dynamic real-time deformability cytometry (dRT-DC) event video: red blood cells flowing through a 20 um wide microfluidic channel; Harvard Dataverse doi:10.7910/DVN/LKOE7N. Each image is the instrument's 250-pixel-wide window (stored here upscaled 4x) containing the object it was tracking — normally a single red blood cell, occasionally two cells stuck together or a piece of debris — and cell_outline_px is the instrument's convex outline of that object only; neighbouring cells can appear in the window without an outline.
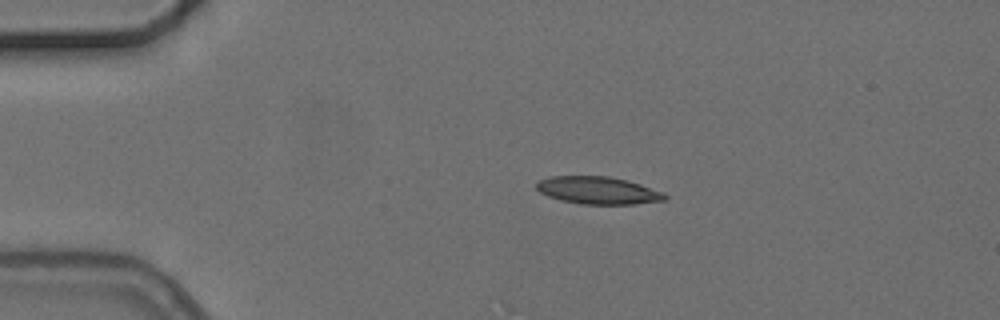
{"species": "common noctule bat (a hibernating species)", "species_latin": "Nyctalus noctula", "temperature_condition": "cold", "stored_images_in_passage": 5, "camera_frame_rate_fps": 3000, "um_per_image_px": 0.085, "animal": {"sex": "female", "body_mass_g": 24.6, "forearm_length_mm": 56.2}, "frame": {"image": 1, "passage_image": 3, "time_ms": 2.333, "image_size_px": [1000, 320], "cell_outline_px": [[668, 200], [632, 204], [580, 204], [560, 200], [548, 196], [540, 192], [536, 188], [536, 184], [540, 180], [548, 176], [608, 176], [628, 180], [664, 192], [668, 196]], "centroid_in_image_um": [50.85, 16.18], "position_along_channel_um": 34.1, "area_um2": 20.69}}
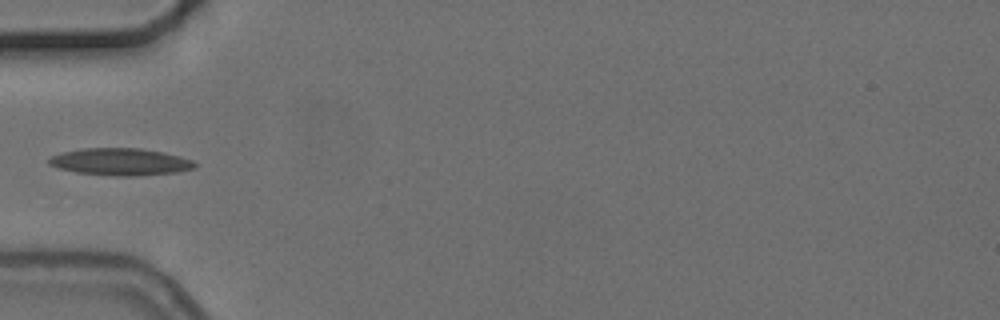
{"frame": {"image": 2, "passage_image": 5, "time_ms": 4.667, "image_size_px": [1000, 320], "cell_outline_px": [[196, 168], [176, 172], [132, 176], [116, 176], [76, 172], [56, 168], [48, 164], [48, 160], [52, 156], [60, 152], [84, 148], [140, 148], [164, 152], [180, 156], [192, 160], [196, 164]], "centroid_in_image_um": [10.22, 13.75], "position_along_channel_um": 74.8, "area_um2": 23.12}}